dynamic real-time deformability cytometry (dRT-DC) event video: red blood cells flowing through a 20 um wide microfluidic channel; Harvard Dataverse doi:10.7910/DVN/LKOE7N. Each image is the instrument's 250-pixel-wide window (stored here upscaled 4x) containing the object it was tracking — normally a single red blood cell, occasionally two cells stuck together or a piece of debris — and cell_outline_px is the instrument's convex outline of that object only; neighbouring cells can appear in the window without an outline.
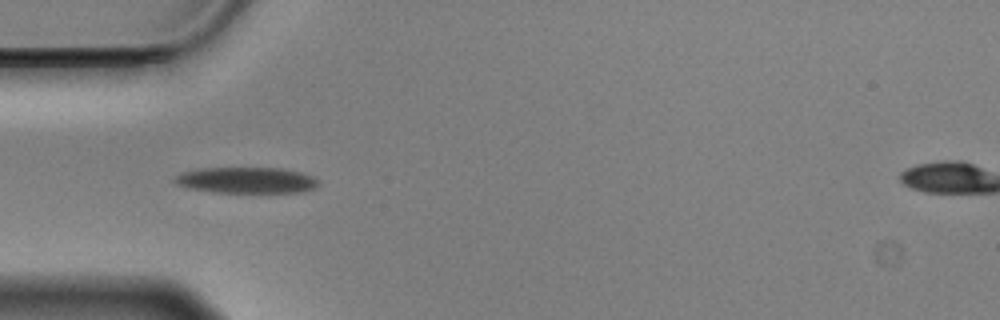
{"species": "Egyptian fruit bat (a non-hibernating species)", "species_latin": "Rousettus aegyptiacus", "temperature_condition": "cold", "stored_images_in_passage": 14, "camera_frame_rate_fps": 3000, "um_per_image_px": 0.085, "animal": {"sex": "male"}, "frame": {"image": 1, "passage_image": 3, "time_ms": 0.667, "image_size_px": [1000, 320], "cell_outline_px": [[320, 184], [316, 188], [304, 192], [216, 192], [188, 188], [176, 184], [172, 180], [180, 172], [192, 168], [280, 168], [300, 172], [312, 176], [320, 180]], "centroid_in_image_um": [20.94, 15.31], "position_along_channel_um": 64.1, "area_um2": 22.08}}
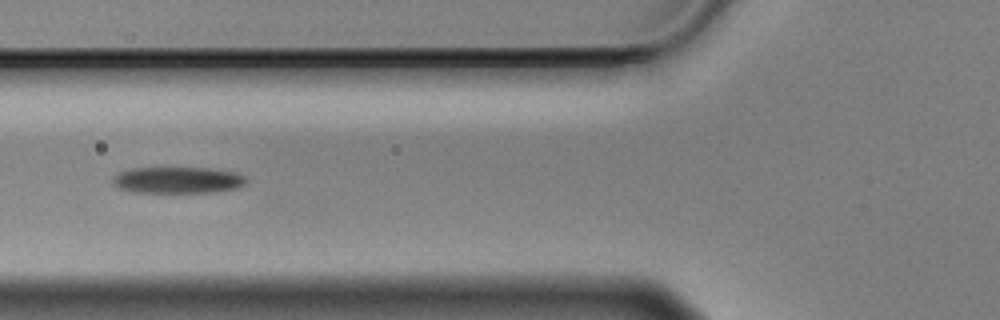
{"frame": {"image": 2, "passage_image": 7, "time_ms": 2.0, "image_size_px": [1000, 320], "cell_outline_px": [[248, 180], [244, 184], [236, 188], [212, 192], [132, 192], [120, 188], [112, 184], [112, 176], [120, 172], [132, 168], [208, 168], [236, 172], [244, 176]], "centroid_in_image_um": [15.09, 15.3], "position_along_channel_um": 110.7, "area_um2": 20.52}}
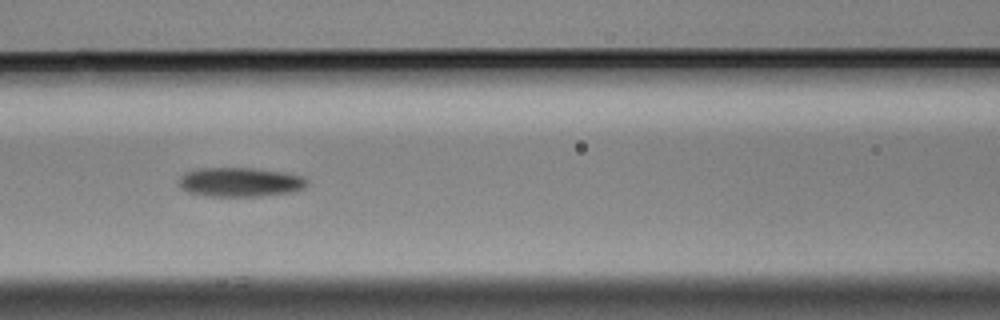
{"frame": {"image": 3, "passage_image": 10, "time_ms": 3.0, "image_size_px": [1000, 320], "cell_outline_px": [[308, 184], [304, 188], [292, 192], [260, 196], [208, 196], [188, 192], [180, 188], [180, 176], [184, 172], [200, 168], [252, 168], [288, 172], [300, 176], [308, 180]], "centroid_in_image_um": [20.42, 15.47], "position_along_channel_um": 146.2, "area_um2": 21.96}}